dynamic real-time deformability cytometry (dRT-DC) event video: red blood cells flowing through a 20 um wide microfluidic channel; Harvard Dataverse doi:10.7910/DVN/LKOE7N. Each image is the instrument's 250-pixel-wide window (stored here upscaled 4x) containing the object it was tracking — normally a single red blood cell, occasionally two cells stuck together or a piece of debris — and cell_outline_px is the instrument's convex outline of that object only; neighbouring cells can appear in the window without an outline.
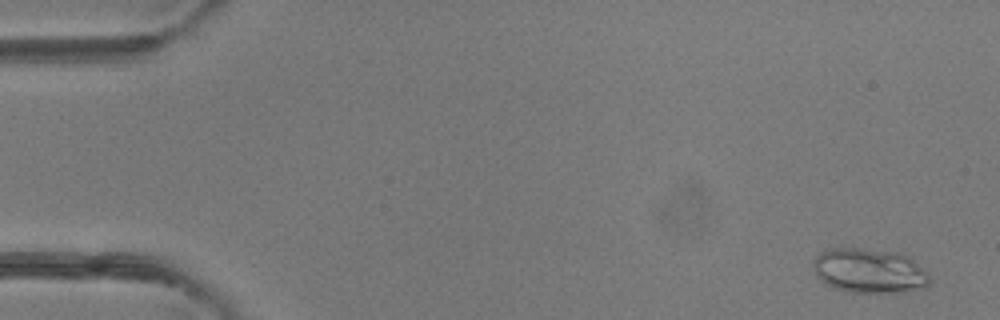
{"species": "common noctule bat (a hibernating species)", "species_latin": "Nyctalus noctula", "temperature_condition": "room temperature", "stored_images_in_passage": 51, "camera_frame_rate_fps": 3000, "um_per_image_px": 0.085, "animal": {"sex": "female"}, "frame": {"image": 1, "passage_image": 3, "time_ms": 0.667, "image_size_px": [1000, 320], "cell_outline_px": [[928, 284], [924, 288], [896, 292], [848, 292], [832, 288], [824, 284], [816, 276], [812, 264], [816, 256], [820, 252], [840, 244], [896, 252], [908, 256], [928, 276]], "centroid_in_image_um": [73.77, 22.97], "position_along_channel_um": 11.2, "area_um2": 30.75}}
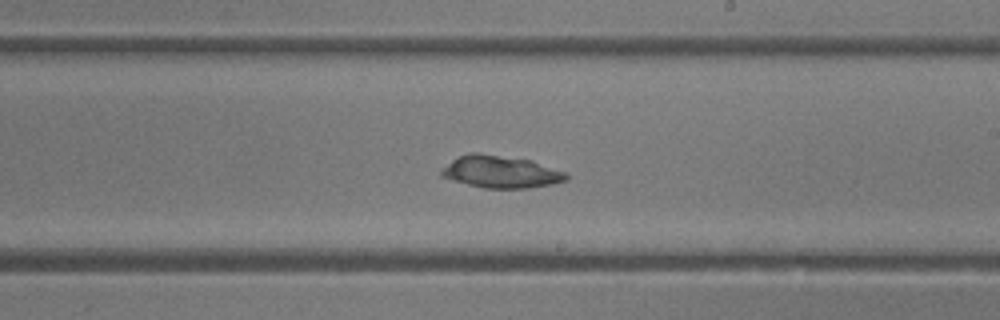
{"frame": {"image": 2, "passage_image": 30, "time_ms": 9.667, "image_size_px": [1000, 320], "cell_outline_px": [[568, 180], [552, 184], [528, 188], [484, 188], [468, 184], [440, 176], [440, 168], [452, 160], [468, 152], [480, 152], [532, 160], [564, 172], [568, 176]], "centroid_in_image_um": [42.54, 14.59], "position_along_channel_um": 246.5, "area_um2": 23.52}}
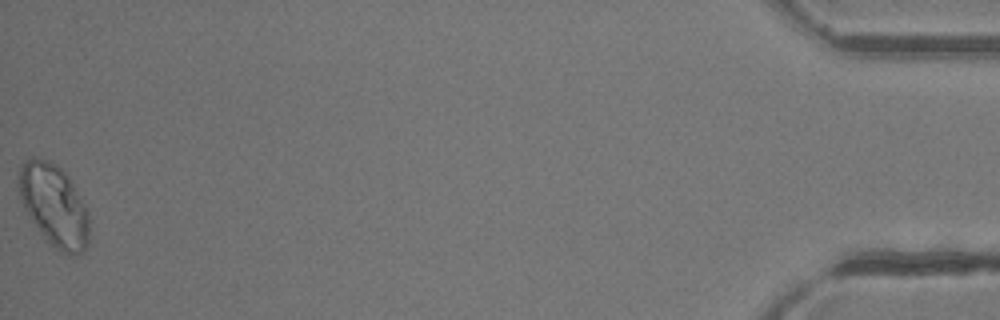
{"frame": {"image": 3, "passage_image": 51, "time_ms": 16.667, "image_size_px": [1000, 320], "cell_outline_px": [[88, 244], [84, 252], [72, 256], [60, 252], [48, 244], [24, 208], [20, 200], [20, 168], [24, 160], [32, 156], [36, 156], [56, 164], [68, 176], [84, 204], [88, 212]], "centroid_in_image_um": [4.6, 17.48], "position_along_channel_um": 430.6, "area_um2": 33.58}, "authors_computed_cell_mechanics": {"area_um2": 25.6632, "velocity_mm_per_s": 4.1036, "shape_relaxation_time_tau1_ms": 4.776, "shape_relaxation_time_tau2_ms": null, "deformation_change_tau1": 0.1247, "deformation_change_tau2": null}}